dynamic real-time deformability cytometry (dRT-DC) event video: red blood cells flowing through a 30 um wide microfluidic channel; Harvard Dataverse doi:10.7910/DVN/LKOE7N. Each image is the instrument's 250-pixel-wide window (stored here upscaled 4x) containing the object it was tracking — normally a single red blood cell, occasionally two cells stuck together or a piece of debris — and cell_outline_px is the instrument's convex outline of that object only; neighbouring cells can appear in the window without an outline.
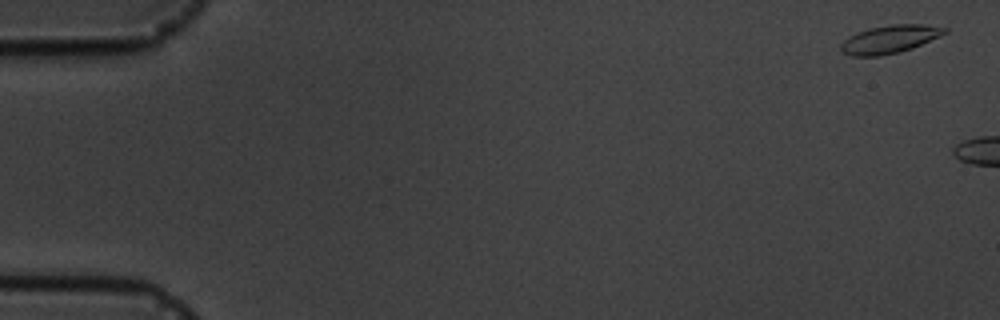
{"species": "common noctule bat (a hibernating species)", "species_latin": "Nyctalus noctula", "temperature_condition": "cold", "stored_images_in_passage": 6, "camera_frame_rate_fps": 3000, "um_per_image_px": 0.085, "animal": {"sex": "male", "body_mass_g": 19.5, "forearm_length_mm": 54.6}, "frame": {"image": 1, "passage_image": 1, "time_ms": 0.0, "image_size_px": [1000, 320], "cell_outline_px": [[948, 32], [940, 36], [912, 48], [900, 52], [880, 56], [852, 56], [840, 52], [840, 44], [848, 36], [856, 32], [868, 28], [892, 24], [924, 24], [948, 28]], "centroid_in_image_um": [75.6, 3.33], "position_along_channel_um": 9.4, "area_um2": 17.17}}